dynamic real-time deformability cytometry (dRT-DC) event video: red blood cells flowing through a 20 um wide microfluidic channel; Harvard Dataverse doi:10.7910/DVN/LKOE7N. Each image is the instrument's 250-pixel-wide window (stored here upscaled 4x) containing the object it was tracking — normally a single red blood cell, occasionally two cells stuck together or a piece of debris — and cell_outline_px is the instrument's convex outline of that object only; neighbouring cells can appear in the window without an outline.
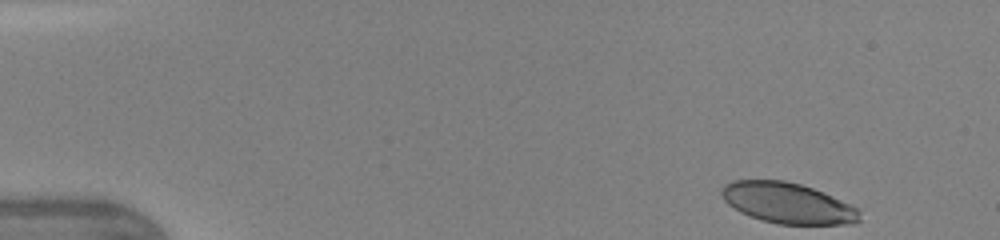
{"species": "human", "species_latin": "Homo sapiens", "temperature_condition": "warm", "stored_images_in_passage": 40, "camera_frame_rate_fps": 3000, "um_per_image_px": 0.085, "donor": {"sex": "female"}, "frame": {"image": 1, "passage_image": 1, "time_ms": 0.0, "image_size_px": [1000, 240], "cell_outline_px": [[860, 220], [852, 224], [780, 224], [760, 220], [740, 212], [728, 204], [724, 200], [720, 192], [724, 184], [732, 180], [784, 180], [800, 184], [812, 188], [832, 196], [860, 208]], "centroid_in_image_um": [66.95, 17.26], "position_along_channel_um": 18.1, "area_um2": 32.83}}
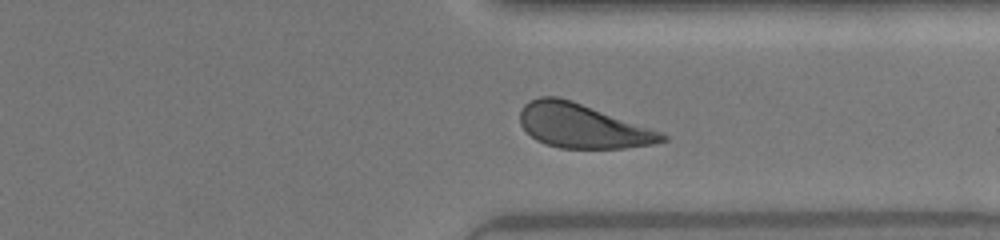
{"frame": {"image": 2, "passage_image": 33, "time_ms": 10.667, "image_size_px": [1000, 240], "cell_outline_px": [[668, 140], [652, 144], [624, 148], [560, 148], [544, 144], [536, 140], [520, 124], [520, 112], [524, 104], [528, 100], [540, 96], [556, 96], [572, 100], [664, 132], [668, 136]], "centroid_in_image_um": [49.52, 10.7], "position_along_channel_um": 361.9, "area_um2": 36.76}}
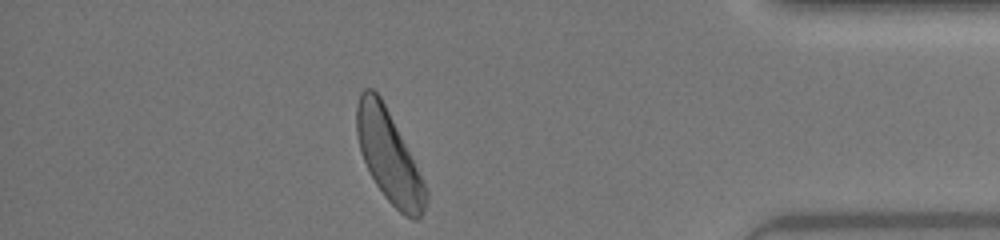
{"frame": {"image": 3, "passage_image": 38, "time_ms": 12.333, "image_size_px": [1000, 240], "cell_outline_px": [[428, 196], [424, 212], [416, 220], [412, 220], [404, 216], [384, 196], [376, 184], [364, 160], [360, 148], [356, 132], [356, 104], [360, 92], [364, 88], [372, 88], [380, 96], [428, 192]], "centroid_in_image_um": [33.03, 13.31], "position_along_channel_um": 402.2, "area_um2": 35.72}, "authors_computed_cell_mechanics": {"area_um2": 36.7897, "velocity_mm_per_s": 4.3215, "shape_relaxation_time_tau1_ms": 2.6858, "shape_relaxation_time_tau2_ms": 2.3166, "deformation_change_tau1": 0.1262, "deformation_change_tau2": 0.092}}